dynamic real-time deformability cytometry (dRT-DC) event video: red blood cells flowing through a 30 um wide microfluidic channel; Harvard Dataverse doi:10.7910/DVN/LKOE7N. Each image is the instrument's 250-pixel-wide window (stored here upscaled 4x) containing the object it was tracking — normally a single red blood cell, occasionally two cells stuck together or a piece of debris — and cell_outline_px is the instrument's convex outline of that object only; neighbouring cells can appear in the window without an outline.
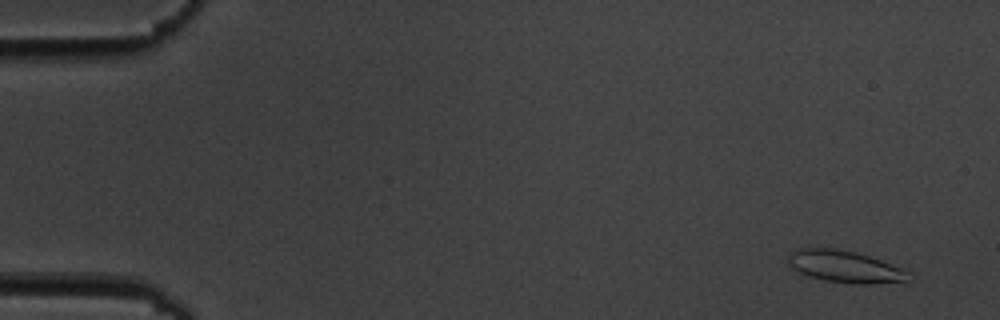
{"species": "common noctule bat (a hibernating species)", "species_latin": "Nyctalus noctula", "temperature_condition": "cold", "stored_images_in_passage": 5, "camera_frame_rate_fps": 3000, "um_per_image_px": 0.085, "animal": {"sex": "male", "body_mass_g": 19.5, "forearm_length_mm": 54.6}, "frame": {"image": 1, "passage_image": 1, "time_ms": 0.0, "image_size_px": [1000, 320], "cell_outline_px": [[916, 276], [904, 280], [868, 284], [856, 284], [824, 280], [808, 276], [792, 268], [788, 264], [788, 252], [796, 248], [836, 248], [856, 252], [880, 260], [900, 268]], "centroid_in_image_um": [71.75, 22.65], "position_along_channel_um": 13.2, "area_um2": 22.31}}
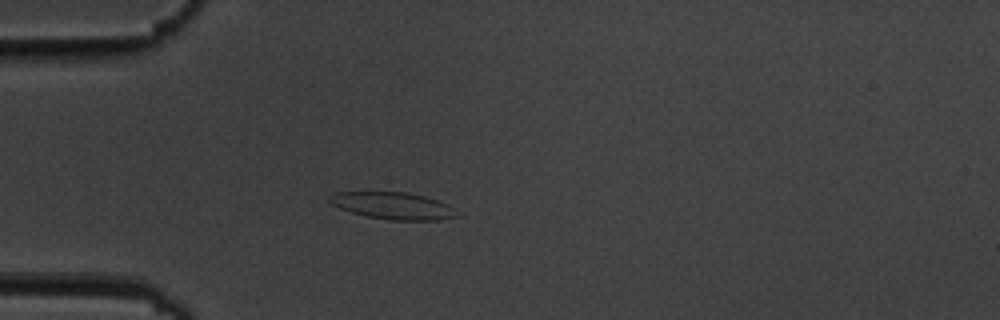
{"frame": {"image": 2, "passage_image": 4, "time_ms": 4.333, "image_size_px": [1000, 320], "cell_outline_px": [[460, 216], [440, 220], [392, 220], [368, 216], [352, 212], [340, 208], [332, 204], [328, 200], [328, 196], [336, 192], [408, 192], [424, 196], [448, 204]], "centroid_in_image_um": [33.41, 17.48], "position_along_channel_um": 51.6, "area_um2": 19.88}}